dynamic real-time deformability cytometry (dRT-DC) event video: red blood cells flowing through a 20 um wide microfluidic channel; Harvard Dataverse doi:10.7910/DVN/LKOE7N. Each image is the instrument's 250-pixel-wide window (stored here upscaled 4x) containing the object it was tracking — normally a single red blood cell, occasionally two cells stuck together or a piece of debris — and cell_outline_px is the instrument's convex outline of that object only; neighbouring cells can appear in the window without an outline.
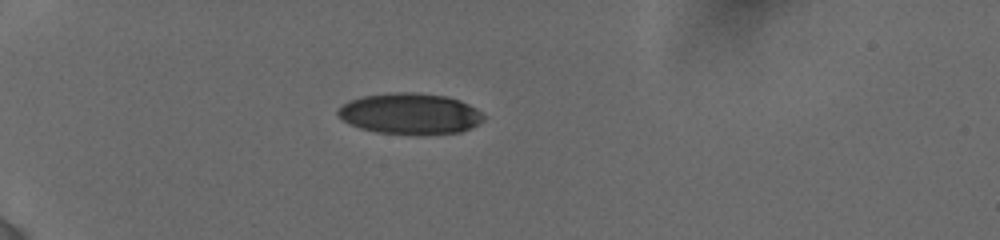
{"species": "human", "species_latin": "Homo sapiens", "temperature_condition": "cold", "stored_images_in_passage": 36, "camera_frame_rate_fps": 3000, "um_per_image_px": 0.085, "donor": {"sex": "female"}, "frame": {"image": 1, "passage_image": 1, "time_ms": 0.0, "image_size_px": [1000, 240], "cell_outline_px": [[484, 120], [480, 124], [460, 132], [420, 136], [416, 136], [376, 132], [360, 128], [348, 124], [336, 112], [336, 108], [348, 100], [364, 96], [396, 92], [412, 92], [448, 96], [460, 100], [476, 108], [484, 116]], "centroid_in_image_um": [34.86, 9.68], "position_along_channel_um": 50.1, "area_um2": 35.43}}
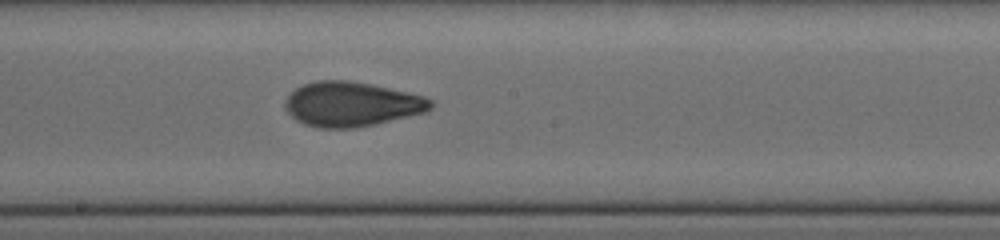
{"frame": {"image": 2, "passage_image": 15, "time_ms": 5.333, "image_size_px": [1000, 240], "cell_outline_px": [[432, 108], [428, 112], [356, 128], [320, 128], [304, 124], [296, 120], [284, 108], [284, 100], [296, 88], [304, 84], [316, 80], [348, 80], [372, 84], [408, 92], [424, 96], [432, 100]], "centroid_in_image_um": [29.89, 8.85], "position_along_channel_um": 218.3, "area_um2": 38.03}}
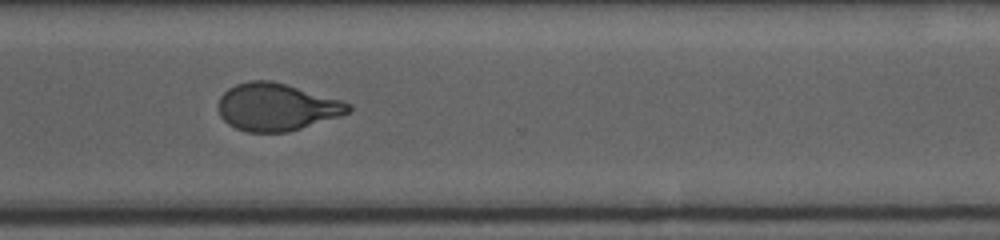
{"frame": {"image": 3, "passage_image": 35, "time_ms": 8.667, "image_size_px": [1000, 240], "cell_outline_px": [[352, 108], [348, 112], [340, 116], [288, 132], [248, 132], [236, 128], [228, 124], [220, 116], [216, 104], [220, 96], [228, 88], [236, 84], [248, 80], [272, 80], [340, 100], [352, 104]], "centroid_in_image_um": [23.46, 9.09], "position_along_channel_um": 347.1, "area_um2": 35.95}}